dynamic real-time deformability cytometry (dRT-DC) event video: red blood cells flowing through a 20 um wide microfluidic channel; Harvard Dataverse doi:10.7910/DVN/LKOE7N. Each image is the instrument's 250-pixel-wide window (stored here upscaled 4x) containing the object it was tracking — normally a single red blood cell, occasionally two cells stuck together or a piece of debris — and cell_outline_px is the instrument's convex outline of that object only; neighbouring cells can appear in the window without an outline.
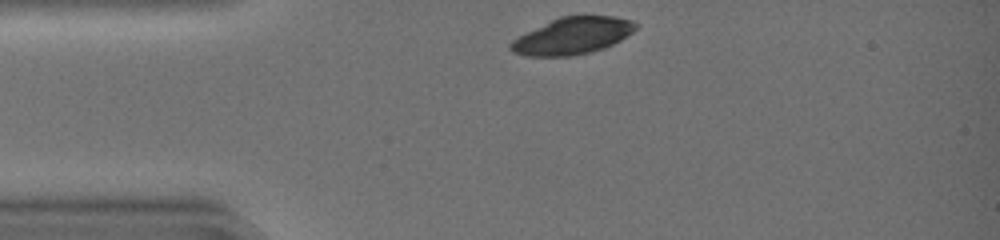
{"species": "common noctule bat (a hibernating species)", "species_latin": "Nyctalus noctula", "temperature_condition": "warm", "stored_images_in_passage": 22, "camera_frame_rate_fps": 3000, "um_per_image_px": 0.085, "animal": {"sex": "female", "body_mass_g": 19.0, "forearm_length_mm": 51.5}, "frame": {"image": 1, "passage_image": 1, "time_ms": 0.0, "image_size_px": [1000, 240], "cell_outline_px": [[636, 28], [632, 32], [620, 40], [604, 48], [572, 56], [524, 56], [512, 52], [508, 48], [508, 44], [512, 40], [560, 16], [584, 12], [616, 16], [632, 20], [636, 24]], "centroid_in_image_um": [48.69, 3.0], "position_along_channel_um": 36.3, "area_um2": 27.34}}
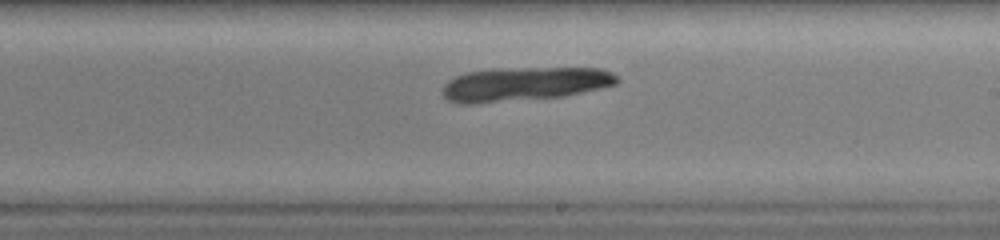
{"frame": {"image": 2, "passage_image": 18, "time_ms": 5.667, "image_size_px": [1000, 240], "cell_outline_px": [[620, 80], [616, 84], [600, 88], [564, 96], [476, 104], [460, 104], [448, 100], [440, 92], [440, 88], [448, 80], [456, 76], [468, 72], [492, 68], [600, 68], [612, 72]], "centroid_in_image_um": [44.51, 7.14], "position_along_channel_um": 244.5, "area_um2": 34.8}}
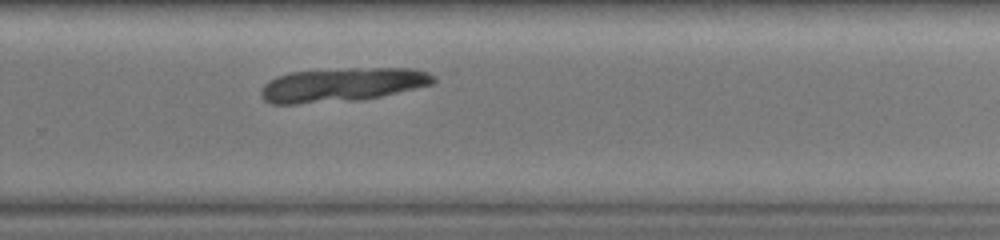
{"frame": {"image": 3, "passage_image": 22, "time_ms": 7.0, "image_size_px": [1000, 240], "cell_outline_px": [[436, 80], [432, 84], [364, 100], [296, 104], [272, 104], [264, 100], [260, 96], [260, 92], [264, 84], [268, 80], [276, 76], [288, 72], [348, 68], [416, 68], [428, 72], [436, 76]], "centroid_in_image_um": [29.06, 7.2], "position_along_channel_um": 300.7, "area_um2": 34.51}}